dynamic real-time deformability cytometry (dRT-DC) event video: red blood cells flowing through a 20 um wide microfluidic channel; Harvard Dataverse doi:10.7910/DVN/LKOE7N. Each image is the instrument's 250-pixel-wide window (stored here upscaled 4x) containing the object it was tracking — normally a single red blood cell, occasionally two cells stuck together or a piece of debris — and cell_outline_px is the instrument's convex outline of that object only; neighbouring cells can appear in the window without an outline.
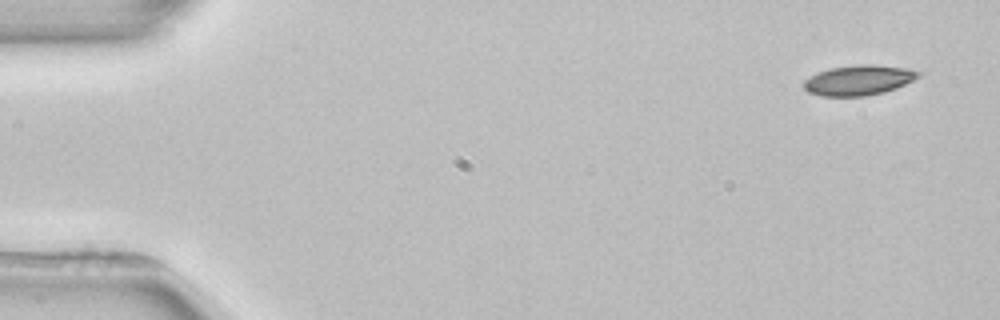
{"species": "common noctule bat (a hibernating species)", "species_latin": "Nyctalus noctula", "temperature_condition": "room temperature", "stored_images_in_passage": 2, "segment_of_instrument_passage": [2, 2], "camera_frame_rate_fps": 3000, "um_per_image_px": 0.085, "animal": {"sex": "female", "body_mass_g": 22.7, "forearm_length_mm": 54.2}, "frame": {"image": 1, "passage_image": 2, "time_ms": 1.667, "image_size_px": [1000, 320], "cell_outline_px": [[920, 76], [896, 88], [884, 92], [864, 96], [820, 96], [808, 92], [804, 88], [804, 80], [820, 72], [832, 68], [860, 64], [872, 64], [908, 68], [920, 72]], "centroid_in_image_um": [73.0, 6.82], "position_along_channel_um": 12.0, "area_um2": 19.88}}